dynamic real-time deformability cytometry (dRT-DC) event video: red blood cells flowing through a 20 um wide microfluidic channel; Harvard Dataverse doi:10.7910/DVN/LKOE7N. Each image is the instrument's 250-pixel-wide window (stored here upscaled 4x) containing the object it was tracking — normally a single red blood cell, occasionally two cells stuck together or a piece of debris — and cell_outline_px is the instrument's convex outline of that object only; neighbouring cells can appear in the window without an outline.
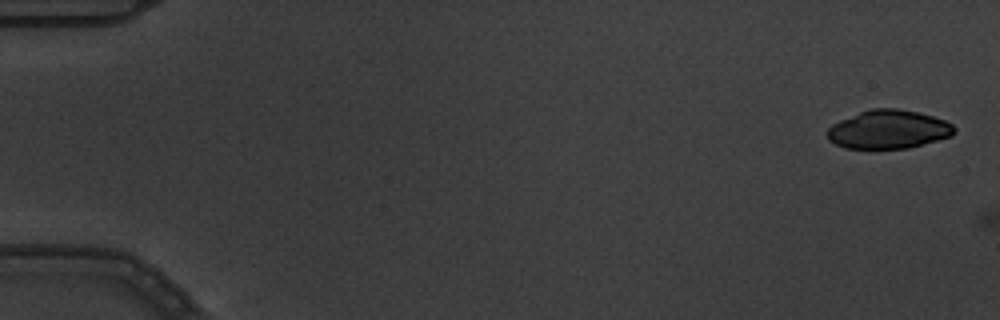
{"species": "common noctule bat (a hibernating species)", "species_latin": "Nyctalus noctula", "temperature_condition": "warm", "stored_images_in_passage": 3, "camera_frame_rate_fps": 3000, "um_per_image_px": 0.085, "animal": {"sex": "male", "body_mass_g": 19.5, "forearm_length_mm": 54.6}, "frame": {"image": 1, "passage_image": 1, "time_ms": 0.0, "image_size_px": [1000, 320], "cell_outline_px": [[956, 132], [952, 136], [908, 148], [872, 152], [844, 148], [828, 140], [824, 132], [832, 124], [840, 120], [860, 112], [872, 108], [900, 108], [932, 116], [944, 120], [952, 124], [956, 128]], "centroid_in_image_um": [75.46, 11.05], "position_along_channel_um": 9.5, "area_um2": 29.54}}